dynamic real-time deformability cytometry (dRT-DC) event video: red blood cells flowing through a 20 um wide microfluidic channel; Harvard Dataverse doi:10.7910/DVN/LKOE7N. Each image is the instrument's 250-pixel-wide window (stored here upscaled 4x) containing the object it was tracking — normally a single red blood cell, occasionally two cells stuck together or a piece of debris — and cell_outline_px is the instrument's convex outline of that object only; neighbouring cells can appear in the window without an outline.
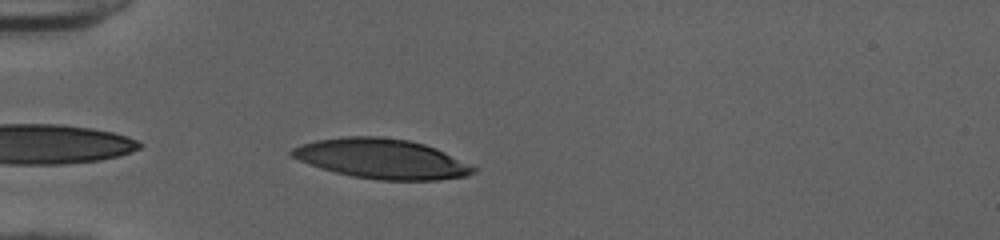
{"species": "human", "species_latin": "Homo sapiens", "temperature_condition": "cold", "stored_images_in_passage": 31, "camera_frame_rate_fps": 3000, "um_per_image_px": 0.085, "donor": {"sex": "female"}, "frame": {"image": 1, "passage_image": 2, "time_ms": 0.333, "image_size_px": [1000, 240], "cell_outline_px": [[476, 172], [464, 176], [436, 180], [376, 180], [352, 176], [320, 168], [308, 164], [292, 156], [288, 152], [292, 148], [300, 144], [316, 140], [348, 136], [376, 136], [408, 140], [424, 144], [436, 148], [472, 164], [476, 168]], "centroid_in_image_um": [32.45, 13.49], "position_along_channel_um": 52.6, "area_um2": 42.14}}
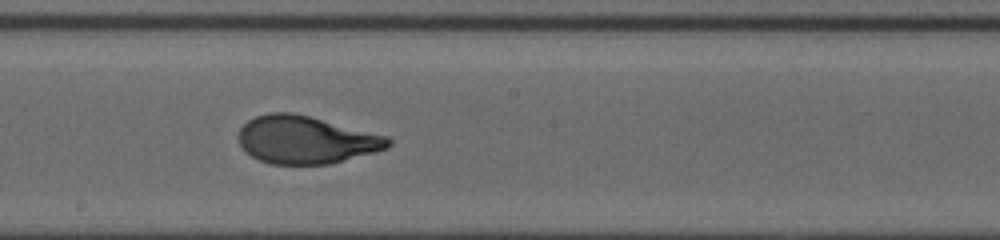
{"frame": {"image": 2, "passage_image": 16, "time_ms": 5.0, "image_size_px": [1000, 240], "cell_outline_px": [[392, 144], [388, 148], [376, 152], [328, 164], [272, 164], [260, 160], [244, 152], [236, 136], [240, 128], [248, 120], [256, 116], [268, 112], [292, 112], [388, 136], [392, 140]], "centroid_in_image_um": [25.98, 11.88], "position_along_channel_um": 222.2, "area_um2": 41.67}}
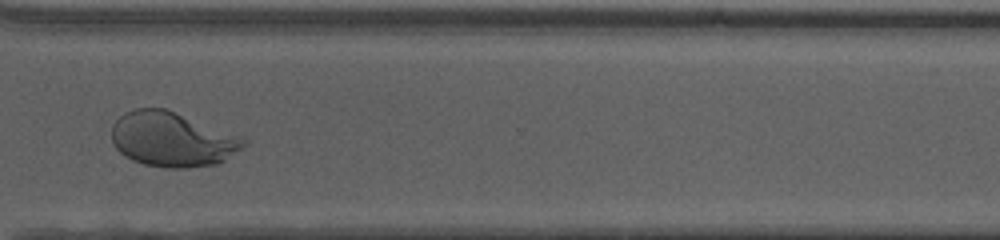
{"frame": {"image": 3, "passage_image": 26, "time_ms": 8.333, "image_size_px": [1000, 240], "cell_outline_px": [[248, 144], [244, 148], [224, 160], [216, 164], [184, 168], [164, 168], [144, 164], [132, 160], [124, 156], [116, 148], [112, 140], [112, 124], [124, 112], [136, 108], [164, 108], [244, 136], [248, 140]], "centroid_in_image_um": [14.67, 11.84], "position_along_channel_um": 355.9, "area_um2": 42.48}, "authors_computed_cell_mechanics": {"area_um2": 42.194, "velocity_mm_per_s": 4.0129, "shape_relaxation_time_tau1_ms": 5.0031, "shape_relaxation_time_tau2_ms": null, "deformation_change_tau1": 0.2688, "deformation_change_tau2": null}}